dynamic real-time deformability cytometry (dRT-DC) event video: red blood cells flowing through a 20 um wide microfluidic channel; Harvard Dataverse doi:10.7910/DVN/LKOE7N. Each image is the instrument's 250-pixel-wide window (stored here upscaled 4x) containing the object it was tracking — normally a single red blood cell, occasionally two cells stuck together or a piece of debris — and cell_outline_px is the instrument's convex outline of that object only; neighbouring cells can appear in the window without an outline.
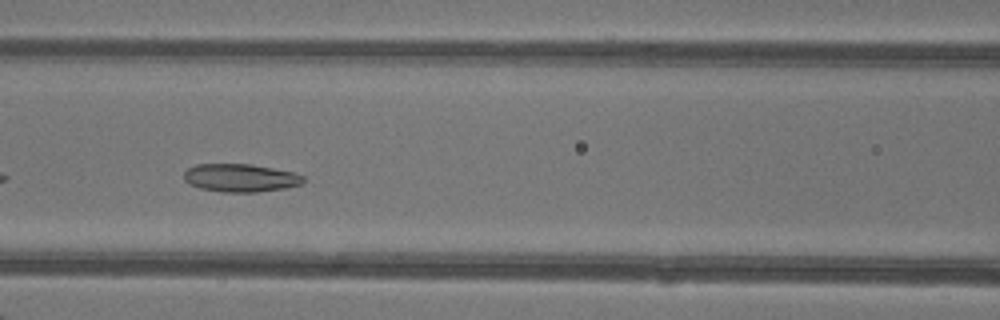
{"species": "common noctule bat (a hibernating species)", "species_latin": "Nyctalus noctula", "temperature_condition": "warm", "stored_images_in_passage": 33, "camera_frame_rate_fps": 3000, "um_per_image_px": 0.085, "animal": {"sex": "female"}, "frame": {"image": 1, "passage_image": 6, "time_ms": 1.667, "image_size_px": [1000, 320], "cell_outline_px": [[304, 180], [300, 184], [284, 188], [256, 192], [224, 192], [200, 188], [188, 184], [184, 180], [184, 172], [188, 168], [196, 164], [252, 164], [292, 172], [304, 176]], "centroid_in_image_um": [20.4, 15.11], "position_along_channel_um": 146.2, "area_um2": 19.42}}
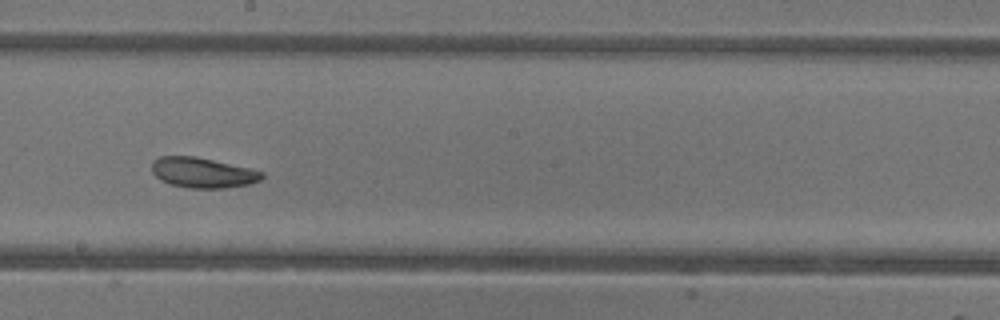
{"frame": {"image": 2, "passage_image": 12, "time_ms": 3.667, "image_size_px": [1000, 320], "cell_outline_px": [[264, 176], [260, 180], [248, 184], [224, 188], [192, 188], [172, 184], [160, 180], [152, 172], [152, 160], [160, 156], [196, 156], [248, 168], [264, 172]], "centroid_in_image_um": [17.21, 14.67], "position_along_channel_um": 231.0, "area_um2": 19.25}}
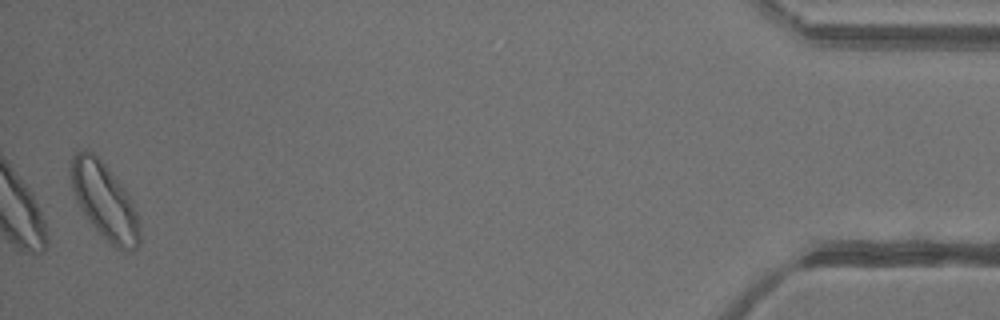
{"frame": {"image": 3, "passage_image": 32, "time_ms": 10.333, "image_size_px": [1000, 320], "cell_outline_px": [[140, 244], [132, 252], [124, 252], [116, 248], [96, 232], [80, 208], [76, 200], [68, 176], [68, 160], [76, 152], [84, 148], [92, 152], [108, 168], [132, 200], [136, 212], [140, 228]], "centroid_in_image_um": [8.84, 17.1], "position_along_channel_um": 426.4, "area_um2": 31.15}}